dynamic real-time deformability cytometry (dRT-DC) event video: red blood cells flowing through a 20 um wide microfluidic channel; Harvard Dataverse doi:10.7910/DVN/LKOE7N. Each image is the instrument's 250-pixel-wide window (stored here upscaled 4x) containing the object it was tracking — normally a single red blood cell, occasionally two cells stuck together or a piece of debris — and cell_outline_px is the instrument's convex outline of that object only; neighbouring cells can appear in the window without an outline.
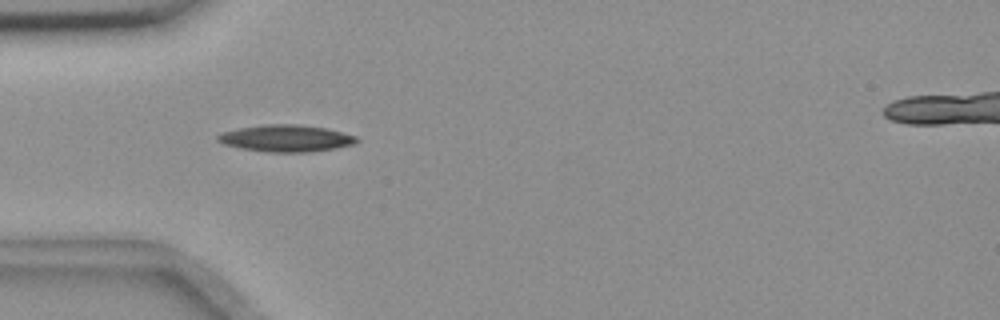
{"species": "common noctule bat (a hibernating species)", "species_latin": "Nyctalus noctula", "temperature_condition": "room temperature", "stored_images_in_passage": 6, "camera_frame_rate_fps": 3000, "um_per_image_px": 0.085, "animal": {"sex": "female", "body_mass_g": 18.4}, "frame": {"image": 1, "passage_image": 4, "time_ms": 3.333, "image_size_px": [1000, 320], "cell_outline_px": [[360, 140], [356, 144], [312, 152], [268, 152], [240, 148], [224, 144], [216, 140], [216, 136], [220, 132], [240, 128], [264, 124], [296, 124], [328, 128], [356, 136]], "centroid_in_image_um": [24.32, 11.75], "position_along_channel_um": 60.7, "area_um2": 21.91}}
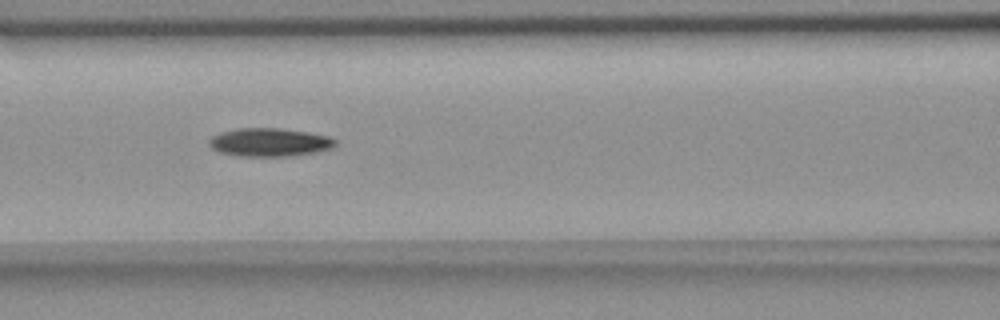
{"frame": {"image": 2, "passage_image": 6, "time_ms": 5.667, "image_size_px": [1000, 320], "cell_outline_px": [[336, 144], [332, 148], [316, 152], [288, 156], [240, 156], [220, 152], [212, 148], [208, 144], [208, 140], [212, 136], [220, 132], [236, 128], [280, 128], [308, 132], [328, 136], [336, 140]], "centroid_in_image_um": [22.89, 12.09], "position_along_channel_um": 143.7, "area_um2": 20.87}}